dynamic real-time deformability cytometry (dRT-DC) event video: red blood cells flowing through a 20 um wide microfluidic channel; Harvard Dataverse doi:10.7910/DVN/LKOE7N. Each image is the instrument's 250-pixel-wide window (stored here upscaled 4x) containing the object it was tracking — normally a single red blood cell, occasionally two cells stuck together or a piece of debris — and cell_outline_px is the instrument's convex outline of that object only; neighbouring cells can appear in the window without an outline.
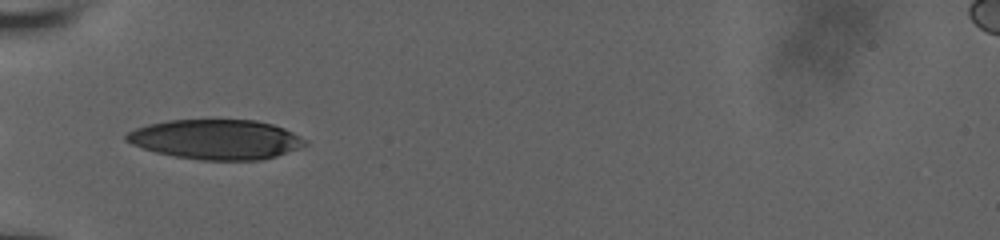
{"species": "human", "species_latin": "Homo sapiens", "temperature_condition": "room temperature", "stored_images_in_passage": 21, "camera_frame_rate_fps": 3000, "um_per_image_px": 0.085, "donor": {"sex": "male"}, "frame": {"image": 1, "passage_image": 1, "time_ms": 0.0, "image_size_px": [1000, 240], "cell_outline_px": [[308, 144], [276, 156], [260, 160], [200, 160], [176, 156], [156, 152], [132, 144], [124, 140], [124, 136], [128, 132], [136, 128], [148, 124], [168, 120], [256, 120], [272, 124], [284, 128], [308, 140]], "centroid_in_image_um": [18.37, 11.84], "position_along_channel_um": 66.6, "area_um2": 41.33}}
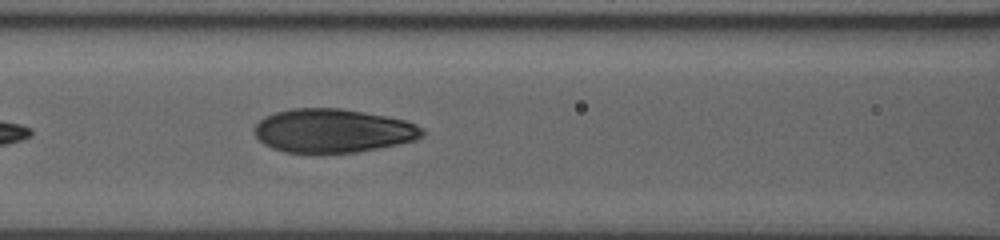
{"frame": {"image": 2, "passage_image": 7, "time_ms": 2.0, "image_size_px": [1000, 240], "cell_outline_px": [[424, 136], [416, 140], [356, 152], [320, 156], [284, 152], [272, 148], [264, 144], [252, 132], [252, 128], [264, 116], [276, 112], [292, 108], [340, 108], [364, 112], [408, 120], [424, 128]], "centroid_in_image_um": [28.27, 11.14], "position_along_channel_um": 138.3, "area_um2": 43.87}}
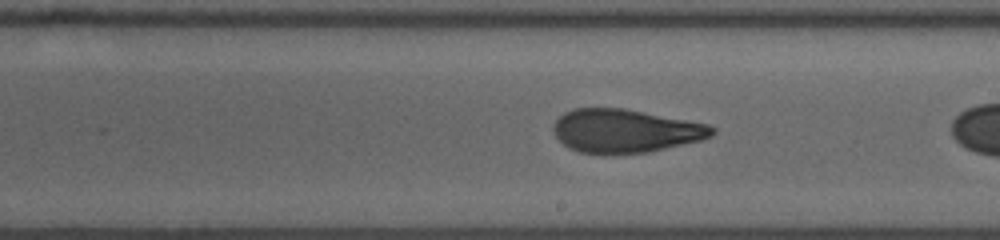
{"frame": {"image": 3, "passage_image": 12, "time_ms": 3.667, "image_size_px": [1000, 240], "cell_outline_px": [[716, 132], [712, 136], [700, 140], [648, 152], [580, 152], [568, 148], [556, 136], [552, 128], [552, 124], [564, 112], [576, 108], [624, 108], [708, 124], [716, 128]], "centroid_in_image_um": [53.15, 11.1], "position_along_channel_um": 235.9, "area_um2": 39.59}}